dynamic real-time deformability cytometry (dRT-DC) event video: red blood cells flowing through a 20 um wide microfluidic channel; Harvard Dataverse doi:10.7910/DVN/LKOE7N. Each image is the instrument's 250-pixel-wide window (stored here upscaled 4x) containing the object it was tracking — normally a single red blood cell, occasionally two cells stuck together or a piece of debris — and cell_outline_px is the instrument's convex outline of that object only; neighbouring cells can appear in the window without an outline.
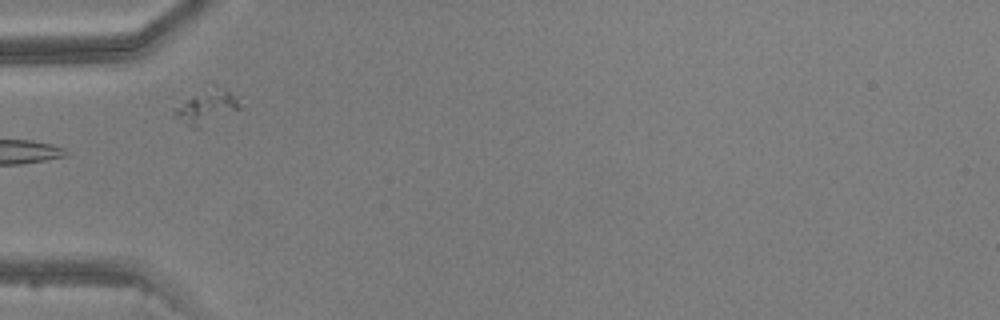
{"species": "common noctule bat (a hibernating species)", "species_latin": "Nyctalus noctula", "temperature_condition": "warm", "stored_images_in_passage": 6, "segment_of_instrument_passage": [2, 2], "camera_frame_rate_fps": 3000, "um_per_image_px": 0.085, "animal": {"sex": "male", "body_mass_g": 20.5, "forearm_length_mm": 52.5}, "frame": {"image": 1, "passage_image": 5, "time_ms": 4.667, "image_size_px": [1000, 320], "cell_outline_px": [[240, 108], [200, 128], [192, 128], [176, 116], [172, 112], [176, 108], [192, 96], [216, 88], [224, 88], [240, 96]], "centroid_in_image_um": [17.64, 9.12], "position_along_channel_um": 67.4, "area_um2": 12.25}}
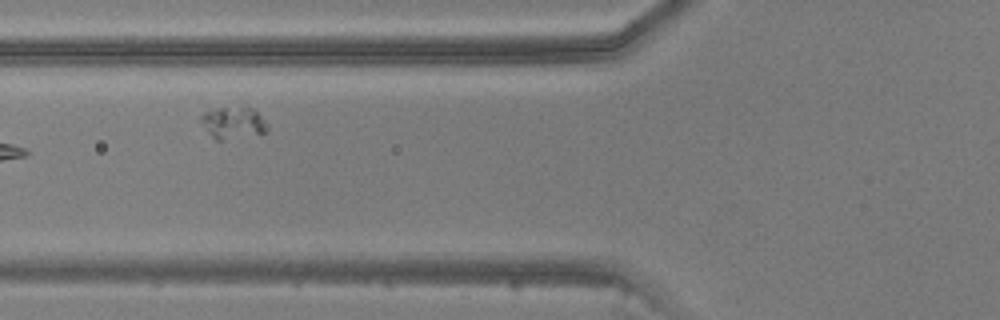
{"frame": {"image": 2, "passage_image": 6, "time_ms": 5.667, "image_size_px": [1000, 320], "cell_outline_px": [[268, 132], [220, 140], [216, 140], [204, 128], [200, 120], [200, 116], [204, 112], [220, 108], [252, 108], [268, 124]], "centroid_in_image_um": [19.81, 10.45], "position_along_channel_um": 106.0, "area_um2": 12.02}}